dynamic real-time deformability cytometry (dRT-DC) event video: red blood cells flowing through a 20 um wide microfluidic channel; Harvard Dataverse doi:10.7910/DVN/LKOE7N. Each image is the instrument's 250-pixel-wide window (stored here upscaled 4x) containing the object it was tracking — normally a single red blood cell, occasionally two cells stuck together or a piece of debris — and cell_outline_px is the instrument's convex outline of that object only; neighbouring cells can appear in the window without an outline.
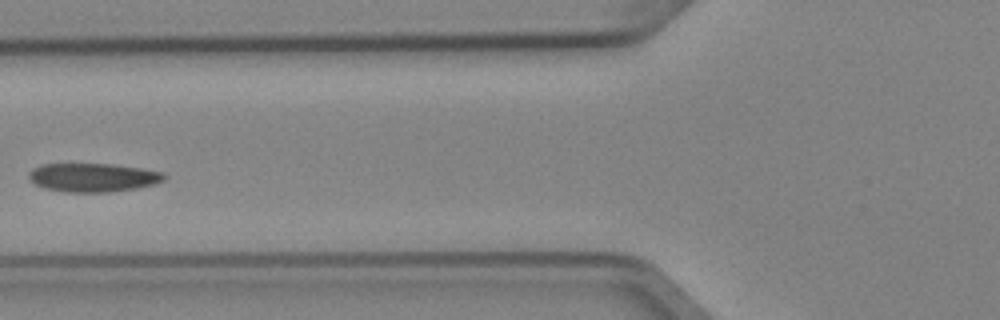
{"species": "Egyptian fruit bat (a non-hibernating species)", "species_latin": "Rousettus aegyptiacus", "temperature_condition": "cold", "stored_images_in_passage": 6, "camera_frame_rate_fps": 3000, "um_per_image_px": 0.085, "animal": {"sex": "female"}, "frame": {"image": 1, "passage_image": 6, "time_ms": 1.667, "image_size_px": [1000, 320], "cell_outline_px": [[168, 176], [164, 180], [152, 184], [136, 188], [108, 192], [64, 192], [44, 188], [36, 184], [28, 176], [28, 172], [32, 168], [40, 164], [112, 164], [140, 168], [164, 172]], "centroid_in_image_um": [7.9, 15.08], "position_along_channel_um": 117.9, "area_um2": 22.6}}